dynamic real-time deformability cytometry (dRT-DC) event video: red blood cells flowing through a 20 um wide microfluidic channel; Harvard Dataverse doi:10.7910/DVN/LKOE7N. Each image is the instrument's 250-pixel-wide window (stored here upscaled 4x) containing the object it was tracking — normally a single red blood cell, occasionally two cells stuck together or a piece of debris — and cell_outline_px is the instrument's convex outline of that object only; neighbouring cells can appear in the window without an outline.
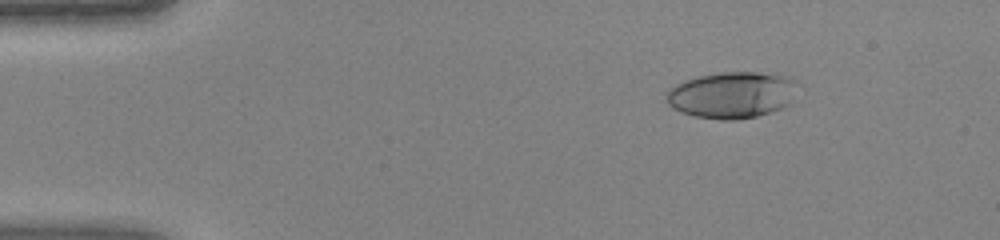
{"species": "human", "species_latin": "Homo sapiens", "temperature_condition": "warm", "stored_images_in_passage": 42, "camera_frame_rate_fps": 3000, "um_per_image_px": 0.085, "donor": {"sex": "female"}, "frame": {"image": 1, "passage_image": 3, "time_ms": 0.667, "image_size_px": [1000, 240], "cell_outline_px": [[796, 80], [788, 104], [780, 108], [756, 116], [736, 120], [720, 120], [696, 116], [680, 112], [672, 108], [668, 104], [668, 92], [676, 84], [684, 80], [700, 76], [720, 72], [756, 72], [788, 76]], "centroid_in_image_um": [62.17, 8.07], "position_along_channel_um": 22.8, "area_um2": 34.97}}
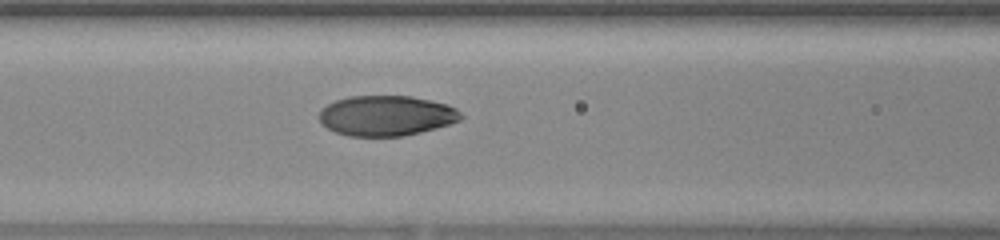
{"frame": {"image": 2, "passage_image": 16, "time_ms": 5.0, "image_size_px": [1000, 240], "cell_outline_px": [[464, 116], [460, 120], [436, 128], [404, 136], [348, 136], [336, 132], [328, 128], [320, 120], [320, 108], [336, 100], [348, 96], [412, 96], [448, 104], [456, 108]], "centroid_in_image_um": [32.85, 9.82], "position_along_channel_um": 133.7, "area_um2": 33.23}}
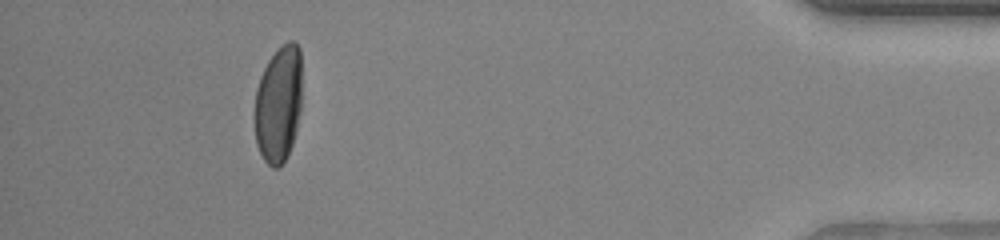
{"frame": {"image": 3, "passage_image": 38, "time_ms": 12.333, "image_size_px": [1000, 240], "cell_outline_px": [[300, 112], [296, 132], [288, 156], [280, 168], [272, 168], [264, 160], [256, 144], [252, 116], [256, 88], [260, 76], [268, 60], [288, 40], [292, 40], [300, 48]], "centroid_in_image_um": [23.63, 8.91], "position_along_channel_um": 411.6, "area_um2": 32.77}}